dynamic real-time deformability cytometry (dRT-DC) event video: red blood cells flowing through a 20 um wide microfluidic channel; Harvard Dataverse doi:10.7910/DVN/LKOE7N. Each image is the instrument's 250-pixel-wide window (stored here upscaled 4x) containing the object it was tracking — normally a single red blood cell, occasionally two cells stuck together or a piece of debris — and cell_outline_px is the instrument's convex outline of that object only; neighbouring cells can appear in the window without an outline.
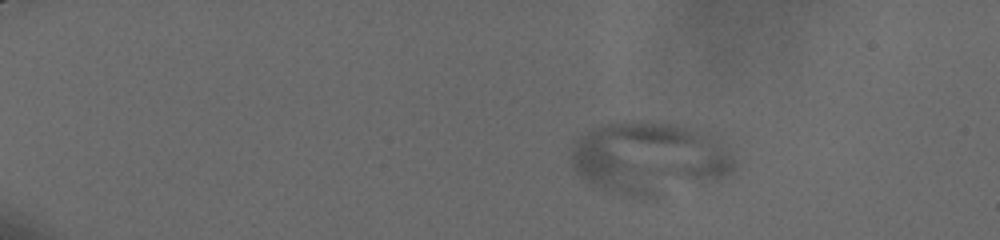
{"species": "human", "species_latin": "Homo sapiens", "temperature_condition": "cold", "stored_images_in_passage": 49, "camera_frame_rate_fps": 3000, "um_per_image_px": 0.085, "donor": {"sex": "male"}, "frame": {"image": 1, "passage_image": 1, "time_ms": 0.0, "image_size_px": [1000, 240], "cell_outline_px": [[736, 168], [732, 176], [656, 196], [628, 196], [596, 184], [580, 176], [572, 168], [572, 152], [580, 136], [592, 128], [604, 124], [624, 120], [640, 120], [668, 124], [712, 132], [720, 136], [732, 152], [736, 160]], "centroid_in_image_um": [55.33, 13.39], "position_along_channel_um": 29.7, "area_um2": 69.13}}